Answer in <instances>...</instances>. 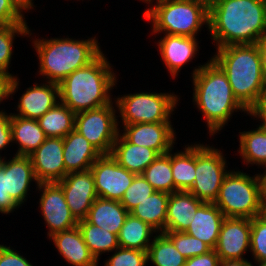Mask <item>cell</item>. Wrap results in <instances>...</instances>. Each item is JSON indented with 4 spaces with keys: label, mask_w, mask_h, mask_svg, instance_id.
<instances>
[{
    "label": "cell",
    "mask_w": 266,
    "mask_h": 266,
    "mask_svg": "<svg viewBox=\"0 0 266 266\" xmlns=\"http://www.w3.org/2000/svg\"><path fill=\"white\" fill-rule=\"evenodd\" d=\"M259 265L258 266H266V262H257Z\"/></svg>",
    "instance_id": "obj_51"
},
{
    "label": "cell",
    "mask_w": 266,
    "mask_h": 266,
    "mask_svg": "<svg viewBox=\"0 0 266 266\" xmlns=\"http://www.w3.org/2000/svg\"><path fill=\"white\" fill-rule=\"evenodd\" d=\"M193 102L207 122L209 134L220 131L237 110H248L236 99L225 72L211 58L206 64L194 68Z\"/></svg>",
    "instance_id": "obj_2"
},
{
    "label": "cell",
    "mask_w": 266,
    "mask_h": 266,
    "mask_svg": "<svg viewBox=\"0 0 266 266\" xmlns=\"http://www.w3.org/2000/svg\"><path fill=\"white\" fill-rule=\"evenodd\" d=\"M111 156L120 166L138 175L142 174L159 154L151 148L130 143L121 133H118Z\"/></svg>",
    "instance_id": "obj_23"
},
{
    "label": "cell",
    "mask_w": 266,
    "mask_h": 266,
    "mask_svg": "<svg viewBox=\"0 0 266 266\" xmlns=\"http://www.w3.org/2000/svg\"><path fill=\"white\" fill-rule=\"evenodd\" d=\"M19 79L14 76L12 79L0 74V103L16 92L19 86Z\"/></svg>",
    "instance_id": "obj_45"
},
{
    "label": "cell",
    "mask_w": 266,
    "mask_h": 266,
    "mask_svg": "<svg viewBox=\"0 0 266 266\" xmlns=\"http://www.w3.org/2000/svg\"><path fill=\"white\" fill-rule=\"evenodd\" d=\"M36 186L42 191L39 205L49 229L48 237L78 225L67 205L63 189L57 182L38 183Z\"/></svg>",
    "instance_id": "obj_13"
},
{
    "label": "cell",
    "mask_w": 266,
    "mask_h": 266,
    "mask_svg": "<svg viewBox=\"0 0 266 266\" xmlns=\"http://www.w3.org/2000/svg\"><path fill=\"white\" fill-rule=\"evenodd\" d=\"M49 239L53 240L58 252L69 265L98 266V261L88 249L78 226L55 233Z\"/></svg>",
    "instance_id": "obj_21"
},
{
    "label": "cell",
    "mask_w": 266,
    "mask_h": 266,
    "mask_svg": "<svg viewBox=\"0 0 266 266\" xmlns=\"http://www.w3.org/2000/svg\"><path fill=\"white\" fill-rule=\"evenodd\" d=\"M101 155L82 134L72 130L63 138L65 176L68 173L90 170Z\"/></svg>",
    "instance_id": "obj_20"
},
{
    "label": "cell",
    "mask_w": 266,
    "mask_h": 266,
    "mask_svg": "<svg viewBox=\"0 0 266 266\" xmlns=\"http://www.w3.org/2000/svg\"><path fill=\"white\" fill-rule=\"evenodd\" d=\"M122 135L132 144L155 150L159 155L173 149L176 141L171 122L124 124Z\"/></svg>",
    "instance_id": "obj_17"
},
{
    "label": "cell",
    "mask_w": 266,
    "mask_h": 266,
    "mask_svg": "<svg viewBox=\"0 0 266 266\" xmlns=\"http://www.w3.org/2000/svg\"><path fill=\"white\" fill-rule=\"evenodd\" d=\"M264 214L266 215V204L264 205Z\"/></svg>",
    "instance_id": "obj_53"
},
{
    "label": "cell",
    "mask_w": 266,
    "mask_h": 266,
    "mask_svg": "<svg viewBox=\"0 0 266 266\" xmlns=\"http://www.w3.org/2000/svg\"><path fill=\"white\" fill-rule=\"evenodd\" d=\"M84 242L97 261L100 255L112 252L119 247L118 236L96 225L88 223L85 219L78 221Z\"/></svg>",
    "instance_id": "obj_32"
},
{
    "label": "cell",
    "mask_w": 266,
    "mask_h": 266,
    "mask_svg": "<svg viewBox=\"0 0 266 266\" xmlns=\"http://www.w3.org/2000/svg\"><path fill=\"white\" fill-rule=\"evenodd\" d=\"M262 125L266 128V121Z\"/></svg>",
    "instance_id": "obj_54"
},
{
    "label": "cell",
    "mask_w": 266,
    "mask_h": 266,
    "mask_svg": "<svg viewBox=\"0 0 266 266\" xmlns=\"http://www.w3.org/2000/svg\"><path fill=\"white\" fill-rule=\"evenodd\" d=\"M11 114L4 112L3 110L0 111V150H4L12 141L11 135ZM2 157L0 156V159Z\"/></svg>",
    "instance_id": "obj_43"
},
{
    "label": "cell",
    "mask_w": 266,
    "mask_h": 266,
    "mask_svg": "<svg viewBox=\"0 0 266 266\" xmlns=\"http://www.w3.org/2000/svg\"><path fill=\"white\" fill-rule=\"evenodd\" d=\"M153 232L157 231L129 213L118 234L119 247L148 251L151 244L150 237H155L152 236Z\"/></svg>",
    "instance_id": "obj_28"
},
{
    "label": "cell",
    "mask_w": 266,
    "mask_h": 266,
    "mask_svg": "<svg viewBox=\"0 0 266 266\" xmlns=\"http://www.w3.org/2000/svg\"><path fill=\"white\" fill-rule=\"evenodd\" d=\"M76 113L58 102L37 121L47 137L64 138L75 129Z\"/></svg>",
    "instance_id": "obj_30"
},
{
    "label": "cell",
    "mask_w": 266,
    "mask_h": 266,
    "mask_svg": "<svg viewBox=\"0 0 266 266\" xmlns=\"http://www.w3.org/2000/svg\"><path fill=\"white\" fill-rule=\"evenodd\" d=\"M145 10L153 33L196 38L203 25L209 27V4L203 0H156Z\"/></svg>",
    "instance_id": "obj_6"
},
{
    "label": "cell",
    "mask_w": 266,
    "mask_h": 266,
    "mask_svg": "<svg viewBox=\"0 0 266 266\" xmlns=\"http://www.w3.org/2000/svg\"><path fill=\"white\" fill-rule=\"evenodd\" d=\"M26 23L21 15L11 4L10 0H0V25Z\"/></svg>",
    "instance_id": "obj_40"
},
{
    "label": "cell",
    "mask_w": 266,
    "mask_h": 266,
    "mask_svg": "<svg viewBox=\"0 0 266 266\" xmlns=\"http://www.w3.org/2000/svg\"><path fill=\"white\" fill-rule=\"evenodd\" d=\"M169 196L167 192L155 191L129 213L150 225L157 233H164Z\"/></svg>",
    "instance_id": "obj_27"
},
{
    "label": "cell",
    "mask_w": 266,
    "mask_h": 266,
    "mask_svg": "<svg viewBox=\"0 0 266 266\" xmlns=\"http://www.w3.org/2000/svg\"><path fill=\"white\" fill-rule=\"evenodd\" d=\"M214 204L225 217L252 219L264 213L260 174L229 171Z\"/></svg>",
    "instance_id": "obj_7"
},
{
    "label": "cell",
    "mask_w": 266,
    "mask_h": 266,
    "mask_svg": "<svg viewBox=\"0 0 266 266\" xmlns=\"http://www.w3.org/2000/svg\"><path fill=\"white\" fill-rule=\"evenodd\" d=\"M33 0H10L13 7L21 14L23 15V10H30L33 9Z\"/></svg>",
    "instance_id": "obj_47"
},
{
    "label": "cell",
    "mask_w": 266,
    "mask_h": 266,
    "mask_svg": "<svg viewBox=\"0 0 266 266\" xmlns=\"http://www.w3.org/2000/svg\"><path fill=\"white\" fill-rule=\"evenodd\" d=\"M113 102L106 106L76 113L75 130L82 134L102 155L111 154L120 132Z\"/></svg>",
    "instance_id": "obj_11"
},
{
    "label": "cell",
    "mask_w": 266,
    "mask_h": 266,
    "mask_svg": "<svg viewBox=\"0 0 266 266\" xmlns=\"http://www.w3.org/2000/svg\"><path fill=\"white\" fill-rule=\"evenodd\" d=\"M179 98L173 93L140 92L117 97L122 124L171 122Z\"/></svg>",
    "instance_id": "obj_8"
},
{
    "label": "cell",
    "mask_w": 266,
    "mask_h": 266,
    "mask_svg": "<svg viewBox=\"0 0 266 266\" xmlns=\"http://www.w3.org/2000/svg\"><path fill=\"white\" fill-rule=\"evenodd\" d=\"M247 114L260 118L261 125L266 121V83L260 90L255 103L248 109Z\"/></svg>",
    "instance_id": "obj_42"
},
{
    "label": "cell",
    "mask_w": 266,
    "mask_h": 266,
    "mask_svg": "<svg viewBox=\"0 0 266 266\" xmlns=\"http://www.w3.org/2000/svg\"><path fill=\"white\" fill-rule=\"evenodd\" d=\"M57 183L63 189L71 214L77 221L85 219L93 202L98 197L92 171L68 173Z\"/></svg>",
    "instance_id": "obj_14"
},
{
    "label": "cell",
    "mask_w": 266,
    "mask_h": 266,
    "mask_svg": "<svg viewBox=\"0 0 266 266\" xmlns=\"http://www.w3.org/2000/svg\"><path fill=\"white\" fill-rule=\"evenodd\" d=\"M262 182V201L263 205L266 204V170L260 175Z\"/></svg>",
    "instance_id": "obj_49"
},
{
    "label": "cell",
    "mask_w": 266,
    "mask_h": 266,
    "mask_svg": "<svg viewBox=\"0 0 266 266\" xmlns=\"http://www.w3.org/2000/svg\"><path fill=\"white\" fill-rule=\"evenodd\" d=\"M205 1L206 3L210 4L211 2L215 1V0H203Z\"/></svg>",
    "instance_id": "obj_52"
},
{
    "label": "cell",
    "mask_w": 266,
    "mask_h": 266,
    "mask_svg": "<svg viewBox=\"0 0 266 266\" xmlns=\"http://www.w3.org/2000/svg\"><path fill=\"white\" fill-rule=\"evenodd\" d=\"M171 152L160 154L142 173L146 181L156 190L175 192L171 168Z\"/></svg>",
    "instance_id": "obj_33"
},
{
    "label": "cell",
    "mask_w": 266,
    "mask_h": 266,
    "mask_svg": "<svg viewBox=\"0 0 266 266\" xmlns=\"http://www.w3.org/2000/svg\"><path fill=\"white\" fill-rule=\"evenodd\" d=\"M226 165V159L219 149L196 144V177L188 192L204 203H214L229 173Z\"/></svg>",
    "instance_id": "obj_10"
},
{
    "label": "cell",
    "mask_w": 266,
    "mask_h": 266,
    "mask_svg": "<svg viewBox=\"0 0 266 266\" xmlns=\"http://www.w3.org/2000/svg\"><path fill=\"white\" fill-rule=\"evenodd\" d=\"M140 1H144L145 3H149V4H152L154 2V0H140Z\"/></svg>",
    "instance_id": "obj_50"
},
{
    "label": "cell",
    "mask_w": 266,
    "mask_h": 266,
    "mask_svg": "<svg viewBox=\"0 0 266 266\" xmlns=\"http://www.w3.org/2000/svg\"><path fill=\"white\" fill-rule=\"evenodd\" d=\"M96 37L88 40L70 38L36 39L34 49L39 59V74L48 82L59 84L75 70L94 61L101 53Z\"/></svg>",
    "instance_id": "obj_4"
},
{
    "label": "cell",
    "mask_w": 266,
    "mask_h": 266,
    "mask_svg": "<svg viewBox=\"0 0 266 266\" xmlns=\"http://www.w3.org/2000/svg\"><path fill=\"white\" fill-rule=\"evenodd\" d=\"M258 47L261 58L262 75L266 83V36L258 43Z\"/></svg>",
    "instance_id": "obj_46"
},
{
    "label": "cell",
    "mask_w": 266,
    "mask_h": 266,
    "mask_svg": "<svg viewBox=\"0 0 266 266\" xmlns=\"http://www.w3.org/2000/svg\"><path fill=\"white\" fill-rule=\"evenodd\" d=\"M211 57L225 72L236 99L248 110L265 82L258 43L228 45Z\"/></svg>",
    "instance_id": "obj_5"
},
{
    "label": "cell",
    "mask_w": 266,
    "mask_h": 266,
    "mask_svg": "<svg viewBox=\"0 0 266 266\" xmlns=\"http://www.w3.org/2000/svg\"><path fill=\"white\" fill-rule=\"evenodd\" d=\"M35 177L31 158L16 155L9 161L0 159V212L9 214L26 201Z\"/></svg>",
    "instance_id": "obj_9"
},
{
    "label": "cell",
    "mask_w": 266,
    "mask_h": 266,
    "mask_svg": "<svg viewBox=\"0 0 266 266\" xmlns=\"http://www.w3.org/2000/svg\"><path fill=\"white\" fill-rule=\"evenodd\" d=\"M103 52L89 65L75 70L59 83L60 102L74 113L112 103L116 75Z\"/></svg>",
    "instance_id": "obj_3"
},
{
    "label": "cell",
    "mask_w": 266,
    "mask_h": 266,
    "mask_svg": "<svg viewBox=\"0 0 266 266\" xmlns=\"http://www.w3.org/2000/svg\"><path fill=\"white\" fill-rule=\"evenodd\" d=\"M250 233L251 219L225 217L214 248L220 260H244L250 250Z\"/></svg>",
    "instance_id": "obj_15"
},
{
    "label": "cell",
    "mask_w": 266,
    "mask_h": 266,
    "mask_svg": "<svg viewBox=\"0 0 266 266\" xmlns=\"http://www.w3.org/2000/svg\"><path fill=\"white\" fill-rule=\"evenodd\" d=\"M104 266H146L147 251L118 247Z\"/></svg>",
    "instance_id": "obj_39"
},
{
    "label": "cell",
    "mask_w": 266,
    "mask_h": 266,
    "mask_svg": "<svg viewBox=\"0 0 266 266\" xmlns=\"http://www.w3.org/2000/svg\"><path fill=\"white\" fill-rule=\"evenodd\" d=\"M171 168L175 192L188 191L196 177V144L187 145L183 152L171 153Z\"/></svg>",
    "instance_id": "obj_29"
},
{
    "label": "cell",
    "mask_w": 266,
    "mask_h": 266,
    "mask_svg": "<svg viewBox=\"0 0 266 266\" xmlns=\"http://www.w3.org/2000/svg\"><path fill=\"white\" fill-rule=\"evenodd\" d=\"M203 203L188 191L171 193L167 203L165 231L185 232Z\"/></svg>",
    "instance_id": "obj_22"
},
{
    "label": "cell",
    "mask_w": 266,
    "mask_h": 266,
    "mask_svg": "<svg viewBox=\"0 0 266 266\" xmlns=\"http://www.w3.org/2000/svg\"><path fill=\"white\" fill-rule=\"evenodd\" d=\"M239 151L244 163L262 165L266 168V128L259 125L256 130L240 132Z\"/></svg>",
    "instance_id": "obj_31"
},
{
    "label": "cell",
    "mask_w": 266,
    "mask_h": 266,
    "mask_svg": "<svg viewBox=\"0 0 266 266\" xmlns=\"http://www.w3.org/2000/svg\"><path fill=\"white\" fill-rule=\"evenodd\" d=\"M220 258L214 249L206 254L186 259L184 266H219Z\"/></svg>",
    "instance_id": "obj_44"
},
{
    "label": "cell",
    "mask_w": 266,
    "mask_h": 266,
    "mask_svg": "<svg viewBox=\"0 0 266 266\" xmlns=\"http://www.w3.org/2000/svg\"><path fill=\"white\" fill-rule=\"evenodd\" d=\"M225 216L214 203H203L185 233L200 239L211 249L216 247Z\"/></svg>",
    "instance_id": "obj_24"
},
{
    "label": "cell",
    "mask_w": 266,
    "mask_h": 266,
    "mask_svg": "<svg viewBox=\"0 0 266 266\" xmlns=\"http://www.w3.org/2000/svg\"><path fill=\"white\" fill-rule=\"evenodd\" d=\"M248 260H220L219 266H253Z\"/></svg>",
    "instance_id": "obj_48"
},
{
    "label": "cell",
    "mask_w": 266,
    "mask_h": 266,
    "mask_svg": "<svg viewBox=\"0 0 266 266\" xmlns=\"http://www.w3.org/2000/svg\"><path fill=\"white\" fill-rule=\"evenodd\" d=\"M128 214L120 201L97 197L85 220L118 236Z\"/></svg>",
    "instance_id": "obj_25"
},
{
    "label": "cell",
    "mask_w": 266,
    "mask_h": 266,
    "mask_svg": "<svg viewBox=\"0 0 266 266\" xmlns=\"http://www.w3.org/2000/svg\"><path fill=\"white\" fill-rule=\"evenodd\" d=\"M29 157L38 183L58 182L65 177L63 138L47 137Z\"/></svg>",
    "instance_id": "obj_16"
},
{
    "label": "cell",
    "mask_w": 266,
    "mask_h": 266,
    "mask_svg": "<svg viewBox=\"0 0 266 266\" xmlns=\"http://www.w3.org/2000/svg\"><path fill=\"white\" fill-rule=\"evenodd\" d=\"M147 261L155 266H184L186 258L164 233H158L148 248Z\"/></svg>",
    "instance_id": "obj_34"
},
{
    "label": "cell",
    "mask_w": 266,
    "mask_h": 266,
    "mask_svg": "<svg viewBox=\"0 0 266 266\" xmlns=\"http://www.w3.org/2000/svg\"><path fill=\"white\" fill-rule=\"evenodd\" d=\"M164 234L186 259L206 254L212 250L203 241L185 232L165 231Z\"/></svg>",
    "instance_id": "obj_36"
},
{
    "label": "cell",
    "mask_w": 266,
    "mask_h": 266,
    "mask_svg": "<svg viewBox=\"0 0 266 266\" xmlns=\"http://www.w3.org/2000/svg\"><path fill=\"white\" fill-rule=\"evenodd\" d=\"M26 89L25 93L19 98L18 114L23 118L38 120L47 111L53 108L59 101V84L48 82Z\"/></svg>",
    "instance_id": "obj_18"
},
{
    "label": "cell",
    "mask_w": 266,
    "mask_h": 266,
    "mask_svg": "<svg viewBox=\"0 0 266 266\" xmlns=\"http://www.w3.org/2000/svg\"><path fill=\"white\" fill-rule=\"evenodd\" d=\"M0 266H33L25 257L11 249L10 246L0 244Z\"/></svg>",
    "instance_id": "obj_41"
},
{
    "label": "cell",
    "mask_w": 266,
    "mask_h": 266,
    "mask_svg": "<svg viewBox=\"0 0 266 266\" xmlns=\"http://www.w3.org/2000/svg\"><path fill=\"white\" fill-rule=\"evenodd\" d=\"M90 170L97 196L117 201H121L136 175L120 166L111 154L101 155Z\"/></svg>",
    "instance_id": "obj_12"
},
{
    "label": "cell",
    "mask_w": 266,
    "mask_h": 266,
    "mask_svg": "<svg viewBox=\"0 0 266 266\" xmlns=\"http://www.w3.org/2000/svg\"><path fill=\"white\" fill-rule=\"evenodd\" d=\"M156 190L146 181L142 174L135 175L133 182L125 191L121 204L130 212L140 202L152 195Z\"/></svg>",
    "instance_id": "obj_38"
},
{
    "label": "cell",
    "mask_w": 266,
    "mask_h": 266,
    "mask_svg": "<svg viewBox=\"0 0 266 266\" xmlns=\"http://www.w3.org/2000/svg\"><path fill=\"white\" fill-rule=\"evenodd\" d=\"M256 262H266V215L251 219L250 251Z\"/></svg>",
    "instance_id": "obj_37"
},
{
    "label": "cell",
    "mask_w": 266,
    "mask_h": 266,
    "mask_svg": "<svg viewBox=\"0 0 266 266\" xmlns=\"http://www.w3.org/2000/svg\"><path fill=\"white\" fill-rule=\"evenodd\" d=\"M11 135L12 143L17 144L16 155L29 156L33 153L47 138L37 120L23 118L11 114Z\"/></svg>",
    "instance_id": "obj_26"
},
{
    "label": "cell",
    "mask_w": 266,
    "mask_h": 266,
    "mask_svg": "<svg viewBox=\"0 0 266 266\" xmlns=\"http://www.w3.org/2000/svg\"><path fill=\"white\" fill-rule=\"evenodd\" d=\"M217 48L257 44L266 36V0H215L209 27Z\"/></svg>",
    "instance_id": "obj_1"
},
{
    "label": "cell",
    "mask_w": 266,
    "mask_h": 266,
    "mask_svg": "<svg viewBox=\"0 0 266 266\" xmlns=\"http://www.w3.org/2000/svg\"><path fill=\"white\" fill-rule=\"evenodd\" d=\"M16 35L29 36L32 35L27 23L0 25V74L9 78L14 76L7 70L9 68L13 41Z\"/></svg>",
    "instance_id": "obj_35"
},
{
    "label": "cell",
    "mask_w": 266,
    "mask_h": 266,
    "mask_svg": "<svg viewBox=\"0 0 266 266\" xmlns=\"http://www.w3.org/2000/svg\"><path fill=\"white\" fill-rule=\"evenodd\" d=\"M158 42L161 60L173 78L182 66L195 57L199 48L197 39L189 36L164 34Z\"/></svg>",
    "instance_id": "obj_19"
}]
</instances>
